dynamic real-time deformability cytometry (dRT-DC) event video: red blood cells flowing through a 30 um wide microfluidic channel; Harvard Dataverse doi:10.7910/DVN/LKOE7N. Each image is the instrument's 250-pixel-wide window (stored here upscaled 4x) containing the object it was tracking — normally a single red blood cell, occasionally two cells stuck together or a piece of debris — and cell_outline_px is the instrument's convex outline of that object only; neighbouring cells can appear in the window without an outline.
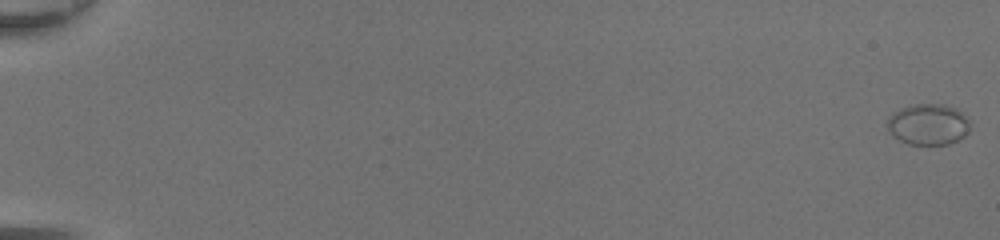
{"species": "common noctule bat (a hibernating species)", "species_latin": "Nyctalus noctula", "temperature_condition": "room temperature", "stored_images_in_passage": 50, "camera_frame_rate_fps": 3000, "um_per_image_px": 0.085, "animal": {"sex": "female", "body_mass_g": 20.0, "forearm_length_mm": 54.0}, "frame": {"image": 1, "passage_image": 1, "time_ms": 0.0, "image_size_px": [1000, 240], "cell_outline_px": [[968, 132], [964, 136], [948, 144], [908, 144], [892, 136], [888, 132], [888, 116], [892, 112], [900, 108], [912, 104], [944, 104], [956, 108], [968, 120]], "centroid_in_image_um": [78.84, 10.56], "position_along_channel_um": 6.2, "area_um2": 19.77}}
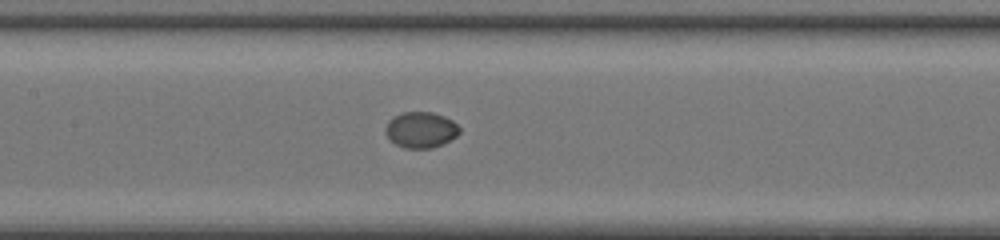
{"frame": {"image": 2, "passage_image": 27, "time_ms": 8.667, "image_size_px": [1000, 240], "cell_outline_px": [[460, 132], [456, 136], [432, 148], [404, 148], [396, 144], [384, 132], [384, 128], [388, 120], [392, 116], [400, 112], [432, 112], [444, 116], [452, 120], [460, 128]], "centroid_in_image_um": [35.73, 11.01], "position_along_channel_um": 171.7, "area_um2": 15.49}}
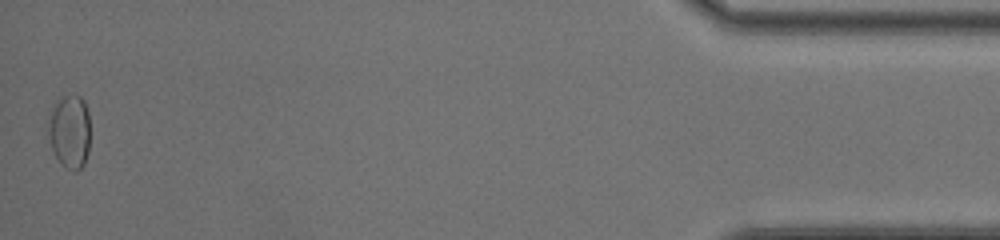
{"frame": {"image": 3, "passage_image": 50, "time_ms": 16.333, "image_size_px": [1000, 240], "cell_outline_px": [[88, 152], [84, 164], [76, 172], [64, 168], [60, 164], [52, 148], [48, 136], [48, 124], [52, 108], [56, 100], [64, 96], [80, 96], [84, 100], [88, 112]], "centroid_in_image_um": [5.91, 11.2], "position_along_channel_um": 429.3, "area_um2": 17.92}}